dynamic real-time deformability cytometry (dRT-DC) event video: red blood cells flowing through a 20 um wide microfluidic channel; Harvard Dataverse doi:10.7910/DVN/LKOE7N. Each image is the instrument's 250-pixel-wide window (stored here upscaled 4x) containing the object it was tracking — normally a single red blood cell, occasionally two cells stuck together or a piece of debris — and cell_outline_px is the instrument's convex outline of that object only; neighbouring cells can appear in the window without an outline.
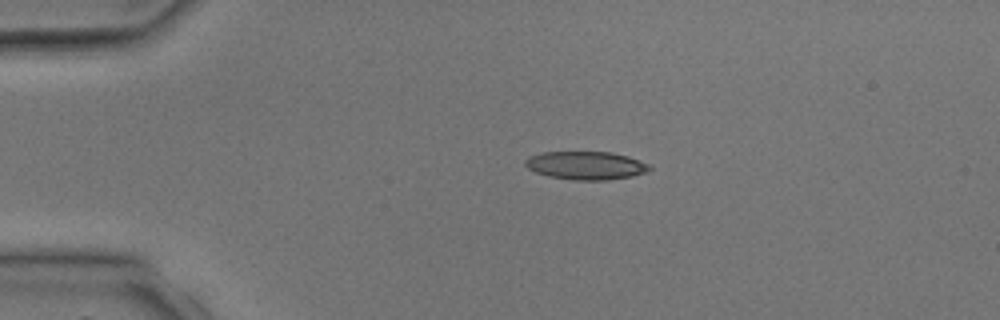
{"species": "common noctule bat (a hibernating species)", "species_latin": "Nyctalus noctula", "temperature_condition": "room temperature", "stored_images_in_passage": 3, "camera_frame_rate_fps": 3000, "um_per_image_px": 0.085, "animal": {"sex": "male", "body_mass_g": 17.9, "forearm_length_mm": 54.2}, "frame": {"image": 1, "passage_image": 1, "time_ms": 0.0, "image_size_px": [1000, 320], "cell_outline_px": [[652, 168], [648, 172], [632, 176], [608, 180], [572, 180], [548, 176], [536, 172], [528, 168], [524, 164], [524, 160], [528, 156], [540, 152], [612, 152], [628, 156], [652, 164]], "centroid_in_image_um": [49.83, 14.06], "position_along_channel_um": 35.2, "area_um2": 20.75}}